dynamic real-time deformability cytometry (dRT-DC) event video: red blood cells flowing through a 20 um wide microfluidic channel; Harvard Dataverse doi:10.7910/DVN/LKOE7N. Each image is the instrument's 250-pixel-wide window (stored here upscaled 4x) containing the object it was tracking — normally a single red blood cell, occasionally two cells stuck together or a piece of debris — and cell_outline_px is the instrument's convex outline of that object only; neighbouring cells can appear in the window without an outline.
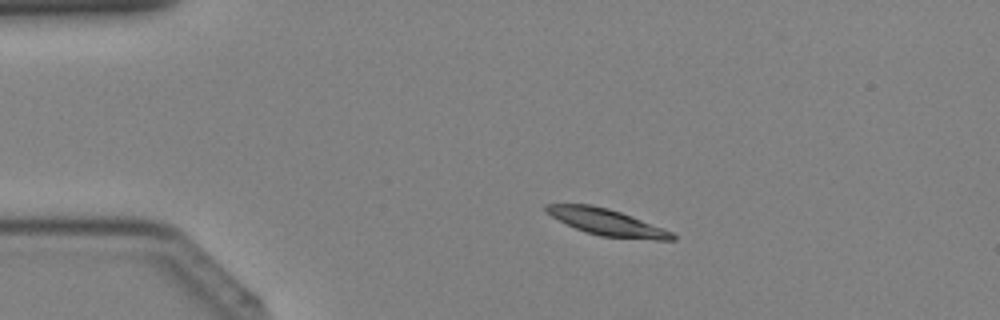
{"species": "Egyptian fruit bat (a non-hibernating species)", "species_latin": "Rousettus aegyptiacus", "temperature_condition": "cold", "stored_images_in_passage": 40, "camera_frame_rate_fps": 3000, "um_per_image_px": 0.085, "animal": {"sex": "female"}, "frame": {"image": 1, "passage_image": 7, "time_ms": 2.0, "image_size_px": [1000, 320], "cell_outline_px": [[676, 240], [656, 240], [600, 236], [576, 228], [552, 216], [544, 208], [544, 204], [592, 204], [608, 208], [620, 212], [672, 232], [676, 236]], "centroid_in_image_um": [51.59, 18.88], "position_along_channel_um": 33.4, "area_um2": 19.02}}
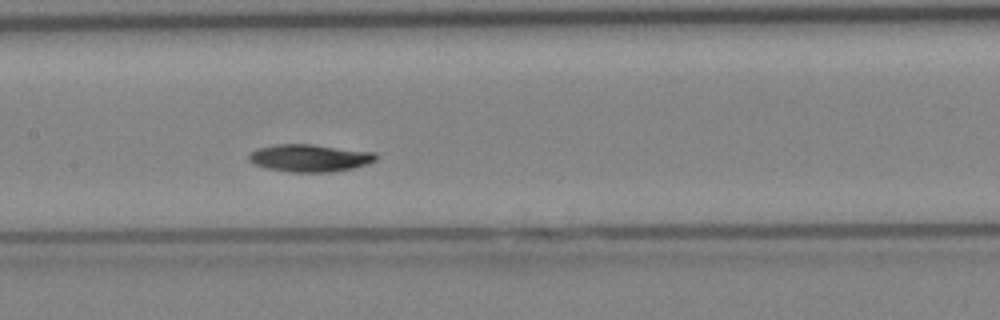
{"frame": {"image": 2, "passage_image": 19, "time_ms": 6.0, "image_size_px": [1000, 320], "cell_outline_px": [[376, 160], [368, 164], [352, 168], [332, 172], [288, 172], [268, 168], [252, 164], [248, 160], [248, 156], [256, 148], [276, 144], [312, 144], [376, 152]], "centroid_in_image_um": [26.31, 13.43], "position_along_channel_um": 181.1, "area_um2": 20.46}}
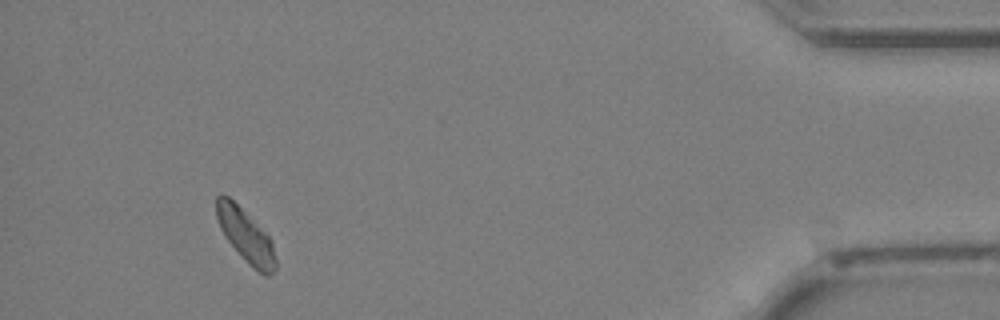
{"frame": {"image": 3, "passage_image": 37, "time_ms": 12.0, "image_size_px": [1000, 320], "cell_outline_px": [[276, 268], [268, 276], [264, 276], [248, 264], [224, 236], [220, 228], [216, 216], [216, 196], [220, 192], [228, 196], [268, 236], [272, 244], [276, 260]], "centroid_in_image_um": [20.85, 20.04], "position_along_channel_um": 414.3, "area_um2": 17.92}}